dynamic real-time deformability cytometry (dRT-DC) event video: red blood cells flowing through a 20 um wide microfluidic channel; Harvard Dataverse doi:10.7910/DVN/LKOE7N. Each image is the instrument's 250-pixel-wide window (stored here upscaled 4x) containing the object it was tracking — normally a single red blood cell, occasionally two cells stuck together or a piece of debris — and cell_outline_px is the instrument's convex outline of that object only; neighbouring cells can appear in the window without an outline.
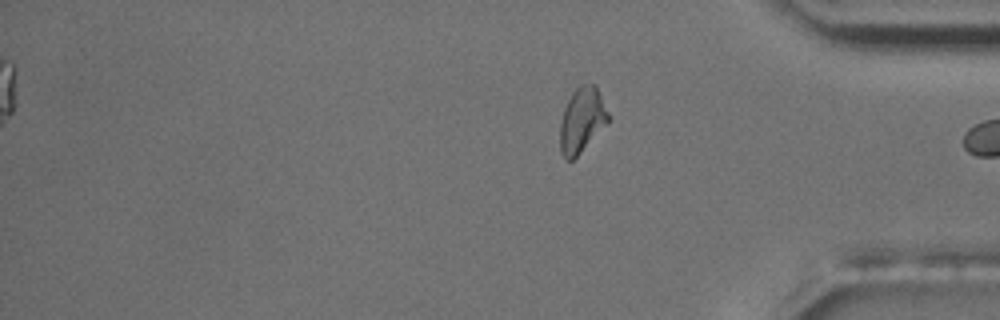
{"species": "common noctule bat (a hibernating species)", "species_latin": "Nyctalus noctula", "temperature_condition": "room temperature", "stored_images_in_passage": 16, "camera_frame_rate_fps": 3000, "um_per_image_px": 0.085, "animal": {"sex": "male", "body_mass_g": 17.5, "forearm_length_mm": 52.3}, "frame": {"image": 1, "passage_image": 16, "time_ms": 19.0, "image_size_px": [1000, 320], "cell_outline_px": [[608, 124], [572, 160], [564, 160], [560, 152], [560, 124], [564, 108], [572, 92], [580, 84], [596, 84], [608, 112]], "centroid_in_image_um": [49.45, 10.2], "position_along_channel_um": 385.7, "area_um2": 18.26}}